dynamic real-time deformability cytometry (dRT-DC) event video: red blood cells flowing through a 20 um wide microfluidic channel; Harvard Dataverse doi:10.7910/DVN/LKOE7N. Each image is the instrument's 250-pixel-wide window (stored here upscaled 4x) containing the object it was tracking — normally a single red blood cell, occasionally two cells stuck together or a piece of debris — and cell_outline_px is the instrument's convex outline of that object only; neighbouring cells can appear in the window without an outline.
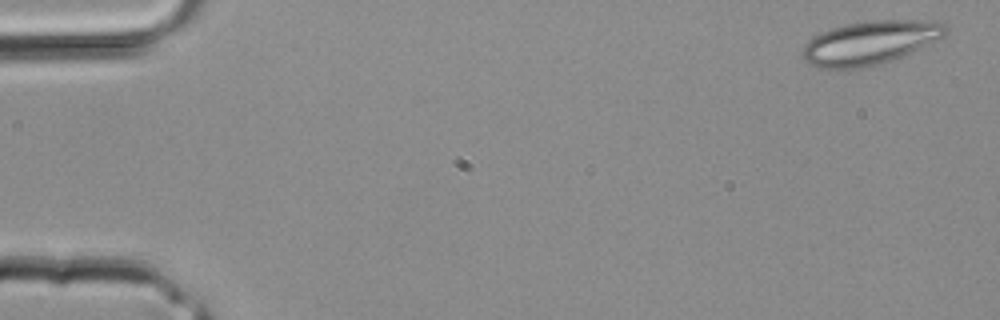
{"species": "common noctule bat (a hibernating species)", "species_latin": "Nyctalus noctula", "temperature_condition": "room temperature", "stored_images_in_passage": 4, "camera_frame_rate_fps": 3000, "um_per_image_px": 0.085, "animal": {"sex": "male", "body_mass_g": 20.4}, "frame": {"image": 1, "passage_image": 1, "time_ms": 0.0, "image_size_px": [1000, 320], "cell_outline_px": [[948, 28], [944, 36], [912, 52], [892, 60], [860, 68], [816, 68], [808, 64], [800, 56], [804, 44], [808, 40], [832, 28], [848, 24], [872, 20], [936, 20], [944, 24]], "centroid_in_image_um": [73.94, 3.63], "position_along_channel_um": 11.1, "area_um2": 36.24}}